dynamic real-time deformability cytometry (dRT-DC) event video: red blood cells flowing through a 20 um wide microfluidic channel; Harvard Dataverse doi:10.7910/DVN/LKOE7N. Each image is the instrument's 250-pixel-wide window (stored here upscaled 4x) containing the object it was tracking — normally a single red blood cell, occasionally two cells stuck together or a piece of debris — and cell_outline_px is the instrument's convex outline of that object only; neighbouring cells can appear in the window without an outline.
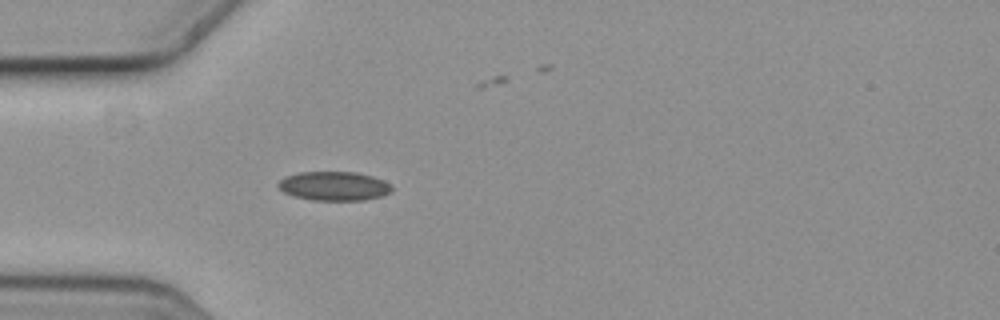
{"species": "common noctule bat (a hibernating species)", "species_latin": "Nyctalus noctula", "temperature_condition": "cold", "stored_images_in_passage": 1, "camera_frame_rate_fps": 3000, "um_per_image_px": 0.085, "animal": {"sex": "female", "body_mass_g": 19.3, "forearm_length_mm": 54.1}, "frame": {"image": 1, "passage_image": 1, "time_ms": 0.0, "image_size_px": [1000, 320], "cell_outline_px": [[392, 192], [384, 196], [364, 200], [312, 200], [292, 196], [284, 192], [276, 184], [284, 176], [300, 172], [356, 172], [372, 176], [384, 180], [392, 188]], "centroid_in_image_um": [28.39, 15.81], "position_along_channel_um": 56.6, "area_um2": 19.36}}